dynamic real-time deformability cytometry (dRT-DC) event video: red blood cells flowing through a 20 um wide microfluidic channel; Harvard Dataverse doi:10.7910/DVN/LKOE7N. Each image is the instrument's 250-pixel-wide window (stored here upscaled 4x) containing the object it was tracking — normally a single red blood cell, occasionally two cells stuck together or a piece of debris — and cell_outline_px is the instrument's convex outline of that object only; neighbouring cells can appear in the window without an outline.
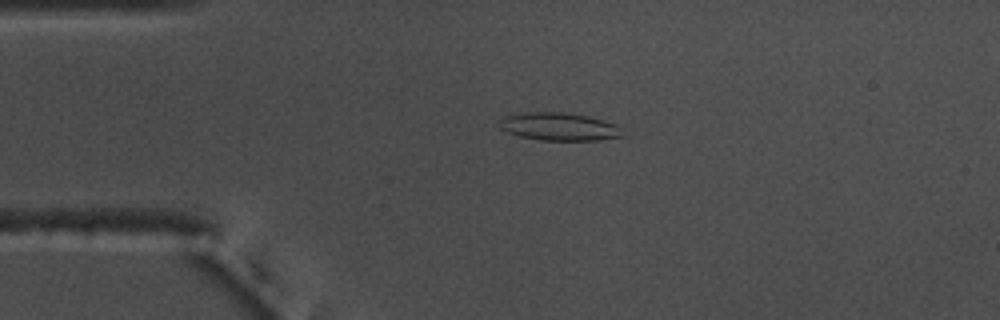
{"species": "common noctule bat (a hibernating species)", "species_latin": "Nyctalus noctula", "temperature_condition": "warm", "stored_images_in_passage": 55, "camera_frame_rate_fps": 3000, "um_per_image_px": 0.085, "animal": {"sex": "male", "body_mass_g": 17.5, "forearm_length_mm": 52.3}, "frame": {"image": 1, "passage_image": 12, "time_ms": 3.667, "image_size_px": [1000, 320], "cell_outline_px": [[628, 136], [600, 140], [540, 140], [520, 136], [508, 132], [500, 128], [500, 120], [508, 116], [528, 112], [564, 112], [588, 116], [620, 124]], "centroid_in_image_um": [47.68, 10.77], "position_along_channel_um": 37.3, "area_um2": 20.23}}
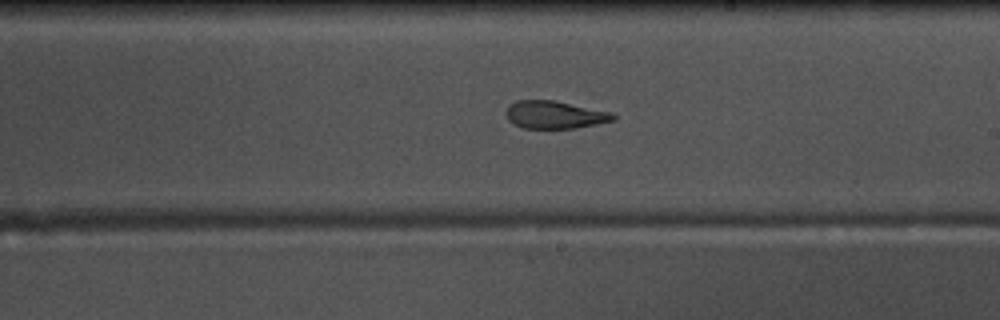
{"frame": {"image": 2, "passage_image": 31, "time_ms": 10.0, "image_size_px": [1000, 320], "cell_outline_px": [[616, 120], [576, 128], [520, 128], [512, 124], [508, 120], [504, 112], [508, 104], [516, 100], [556, 100], [608, 112], [616, 116]], "centroid_in_image_um": [47.07, 9.75], "position_along_channel_um": 241.9, "area_um2": 17.46}}
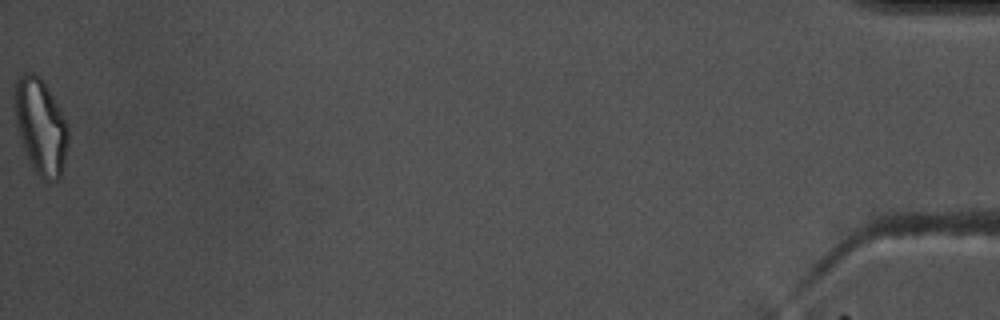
{"frame": {"image": 3, "passage_image": 55, "time_ms": 18.0, "image_size_px": [1000, 320], "cell_outline_px": [[68, 140], [64, 164], [60, 176], [56, 180], [44, 180], [36, 172], [24, 148], [16, 124], [12, 104], [16, 80], [24, 72], [32, 72], [40, 76], [48, 88], [60, 108], [68, 124]], "centroid_in_image_um": [3.44, 10.68], "position_along_channel_um": 431.8, "area_um2": 29.82}, "authors_computed_cell_mechanics": {"area_um2": 19.941, "velocity_mm_per_s": 3.7042, "shape_relaxation_time_tau1_ms": null, "shape_relaxation_time_tau2_ms": 2.97, "deformation_change_tau1": null, "deformation_change_tau2": 0.1044}}